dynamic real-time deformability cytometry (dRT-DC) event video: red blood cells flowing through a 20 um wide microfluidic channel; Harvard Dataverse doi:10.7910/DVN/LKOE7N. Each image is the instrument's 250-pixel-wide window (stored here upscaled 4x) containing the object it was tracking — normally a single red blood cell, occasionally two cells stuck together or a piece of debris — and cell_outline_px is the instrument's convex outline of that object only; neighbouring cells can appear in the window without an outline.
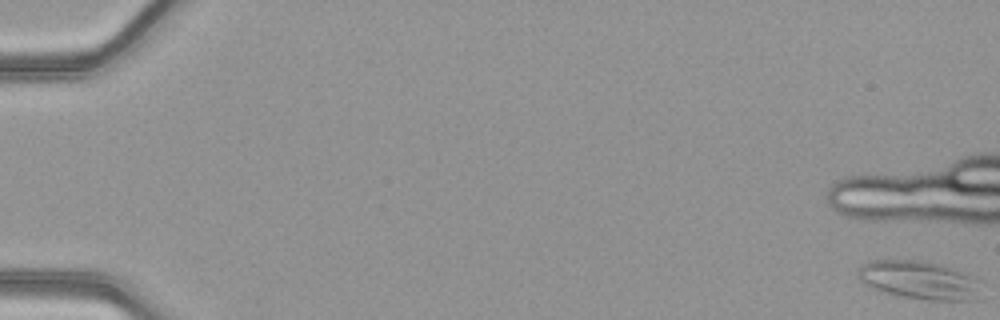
{"species": "common noctule bat (a hibernating species)", "species_latin": "Nyctalus noctula", "temperature_condition": "warm", "stored_images_in_passage": 29, "camera_frame_rate_fps": 3000, "um_per_image_px": 0.085, "animal": {"sex": "female", "body_mass_g": 21.9}, "frame": {"image": 1, "passage_image": 1, "time_ms": 0.0, "image_size_px": [1000, 320], "cell_outline_px": [[980, 280], [976, 300], [928, 300], [904, 296], [884, 292], [872, 288], [860, 280], [856, 272], [864, 264], [876, 260], [920, 260], [940, 264], [976, 276]], "centroid_in_image_um": [78.16, 23.8], "position_along_channel_um": 6.8, "area_um2": 27.34}}